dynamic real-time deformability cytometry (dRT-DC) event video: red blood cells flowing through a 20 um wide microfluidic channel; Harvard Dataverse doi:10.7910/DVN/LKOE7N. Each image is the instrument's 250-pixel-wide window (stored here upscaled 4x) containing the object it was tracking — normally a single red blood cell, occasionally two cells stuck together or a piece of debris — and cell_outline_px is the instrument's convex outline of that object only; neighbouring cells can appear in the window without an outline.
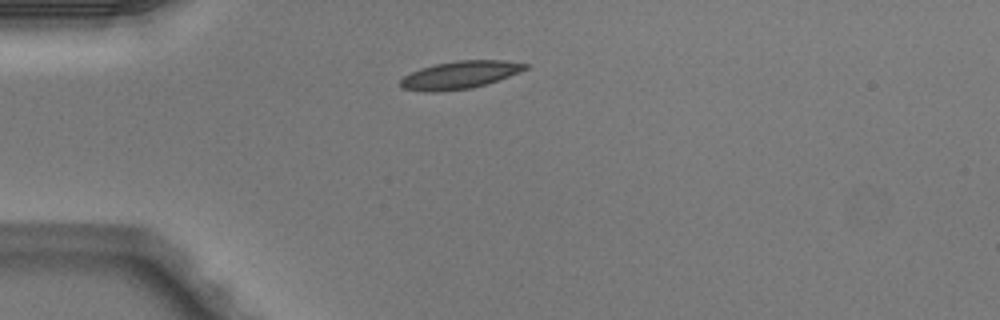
{"species": "Egyptian fruit bat (a non-hibernating species)", "species_latin": "Rousettus aegyptiacus", "temperature_condition": "warm", "stored_images_in_passage": 3, "camera_frame_rate_fps": 3000, "um_per_image_px": 0.085, "animal": {"sex": "male"}, "frame": {"image": 1, "passage_image": 1, "time_ms": 0.0, "image_size_px": [1000, 320], "cell_outline_px": [[532, 64], [528, 68], [520, 72], [488, 84], [472, 88], [432, 92], [424, 92], [404, 88], [400, 84], [400, 80], [404, 76], [420, 68], [436, 64], [456, 60], [504, 60]], "centroid_in_image_um": [39.14, 6.36], "position_along_channel_um": 45.9, "area_um2": 20.23}}
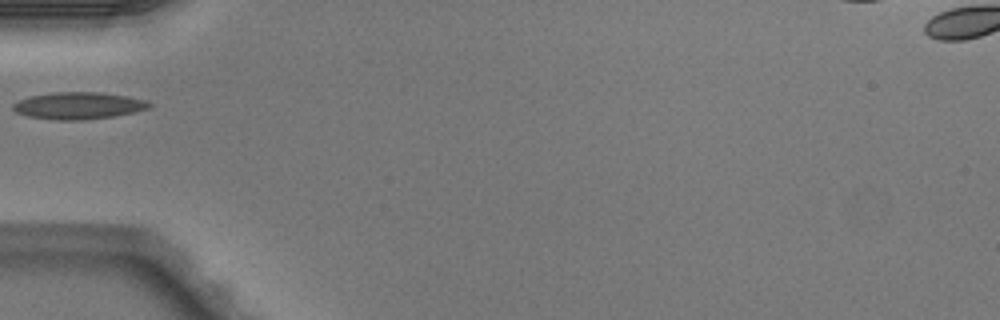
{"frame": {"image": 2, "passage_image": 2, "time_ms": 0.333, "image_size_px": [1000, 320], "cell_outline_px": [[152, 104], [148, 108], [132, 112], [112, 116], [84, 120], [56, 120], [28, 116], [16, 112], [12, 108], [12, 104], [28, 96], [56, 92], [100, 92], [148, 100]], "centroid_in_image_um": [6.64, 8.98], "position_along_channel_um": 78.4, "area_um2": 21.27}}
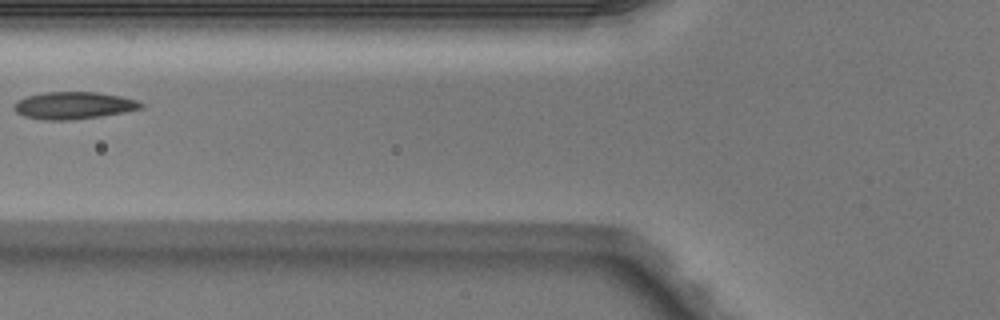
{"frame": {"image": 3, "passage_image": 3, "time_ms": 0.667, "image_size_px": [1000, 320], "cell_outline_px": [[144, 108], [124, 112], [100, 116], [72, 120], [44, 120], [24, 116], [16, 112], [12, 108], [12, 104], [16, 100], [28, 96], [48, 92], [96, 92], [120, 96], [140, 100], [144, 104]], "centroid_in_image_um": [6.26, 8.96], "position_along_channel_um": 119.5, "area_um2": 20.29}}